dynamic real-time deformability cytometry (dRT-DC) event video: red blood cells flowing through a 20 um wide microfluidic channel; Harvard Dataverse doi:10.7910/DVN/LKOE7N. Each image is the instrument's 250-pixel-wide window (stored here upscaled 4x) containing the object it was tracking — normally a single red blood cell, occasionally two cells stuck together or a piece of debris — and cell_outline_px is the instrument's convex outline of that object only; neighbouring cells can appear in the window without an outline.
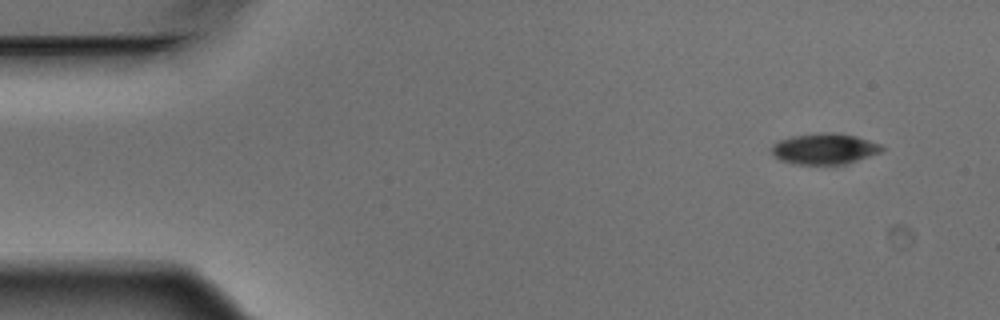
{"species": "Egyptian fruit bat (a non-hibernating species)", "species_latin": "Rousettus aegyptiacus", "temperature_condition": "warm", "stored_images_in_passage": 3, "camera_frame_rate_fps": 3000, "um_per_image_px": 0.085, "animal": {"sex": "male"}, "frame": {"image": 1, "passage_image": 1, "time_ms": 0.0, "image_size_px": [1000, 320], "cell_outline_px": [[884, 148], [880, 152], [844, 164], [796, 164], [780, 160], [772, 156], [772, 144], [780, 140], [792, 136], [824, 132], [836, 132], [856, 136], [880, 144]], "centroid_in_image_um": [70.04, 12.64], "position_along_channel_um": 15.0, "area_um2": 19.71}}